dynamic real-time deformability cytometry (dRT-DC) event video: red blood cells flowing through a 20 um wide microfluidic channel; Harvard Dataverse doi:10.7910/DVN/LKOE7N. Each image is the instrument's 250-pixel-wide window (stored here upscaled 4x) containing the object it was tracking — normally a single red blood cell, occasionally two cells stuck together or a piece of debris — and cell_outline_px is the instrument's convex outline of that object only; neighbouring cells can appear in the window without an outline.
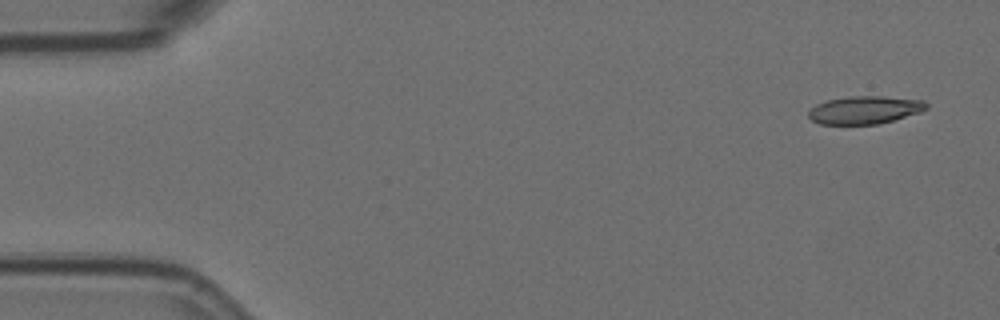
{"species": "Egyptian fruit bat (a non-hibernating species)", "species_latin": "Rousettus aegyptiacus", "temperature_condition": "room temperature", "stored_images_in_passage": 5, "camera_frame_rate_fps": 3000, "um_per_image_px": 0.085, "animal": {"sex": "female"}, "frame": {"image": 1, "passage_image": 1, "time_ms": 0.0, "image_size_px": [1000, 320], "cell_outline_px": [[928, 108], [920, 112], [880, 124], [820, 124], [812, 120], [808, 116], [808, 112], [816, 104], [828, 100], [848, 96], [880, 96], [924, 100], [928, 104]], "centroid_in_image_um": [73.52, 9.34], "position_along_channel_um": 11.5, "area_um2": 19.13}}
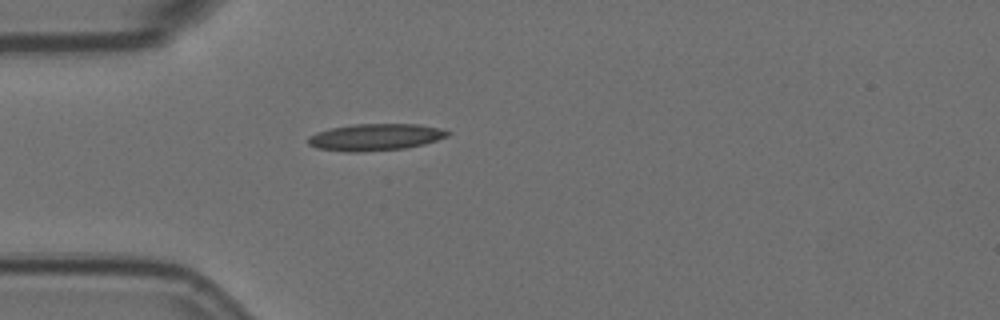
{"frame": {"image": 2, "passage_image": 5, "time_ms": 1.333, "image_size_px": [1000, 320], "cell_outline_px": [[452, 132], [448, 136], [424, 144], [404, 148], [360, 152], [344, 152], [316, 148], [308, 144], [308, 136], [316, 132], [332, 128], [356, 124], [416, 124], [440, 128]], "centroid_in_image_um": [31.89, 11.66], "position_along_channel_um": 53.1, "area_um2": 21.79}}